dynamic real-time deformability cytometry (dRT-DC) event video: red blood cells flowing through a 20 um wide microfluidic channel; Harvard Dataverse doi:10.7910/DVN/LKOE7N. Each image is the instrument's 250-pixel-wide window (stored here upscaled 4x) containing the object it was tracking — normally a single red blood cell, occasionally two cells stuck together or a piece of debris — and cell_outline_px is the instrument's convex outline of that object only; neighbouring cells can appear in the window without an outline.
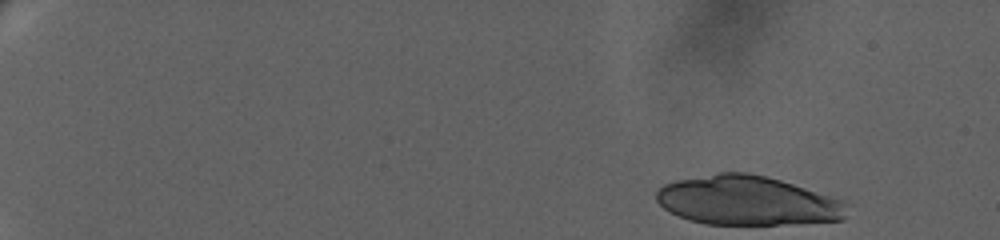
{"species": "human", "species_latin": "Homo sapiens", "temperature_condition": "warm", "stored_images_in_passage": 22, "camera_frame_rate_fps": 3000, "um_per_image_px": 0.085, "donor": {"sex": "female"}, "frame": {"image": 1, "passage_image": 1, "time_ms": 0.0, "image_size_px": [1000, 240], "cell_outline_px": [[844, 220], [780, 224], [704, 224], [688, 220], [664, 208], [656, 200], [656, 192], [664, 184], [676, 180], [720, 172], [748, 172], [768, 176], [844, 200]], "centroid_in_image_um": [63.49, 17.04], "position_along_channel_um": 21.5, "area_um2": 54.45}}